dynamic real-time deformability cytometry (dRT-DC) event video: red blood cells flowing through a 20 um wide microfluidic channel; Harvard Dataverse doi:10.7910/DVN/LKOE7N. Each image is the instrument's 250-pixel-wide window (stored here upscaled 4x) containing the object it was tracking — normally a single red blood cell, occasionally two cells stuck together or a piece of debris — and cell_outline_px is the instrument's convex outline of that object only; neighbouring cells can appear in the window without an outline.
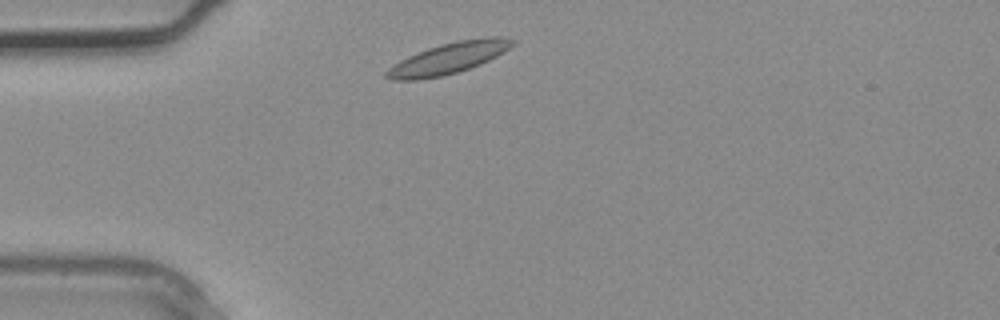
{"species": "common noctule bat (a hibernating species)", "species_latin": "Nyctalus noctula", "temperature_condition": "warm", "stored_images_in_passage": 1, "camera_frame_rate_fps": 3000, "um_per_image_px": 0.085, "animal": {"sex": "male", "body_mass_g": 20.4}, "frame": {"image": 1, "passage_image": 1, "time_ms": 0.0, "image_size_px": [1000, 320], "cell_outline_px": [[516, 44], [504, 52], [480, 64], [444, 76], [416, 80], [392, 80], [384, 76], [384, 72], [388, 68], [400, 60], [408, 56], [428, 48], [440, 44], [460, 40], [496, 36], [516, 40]], "centroid_in_image_um": [38.11, 4.96], "position_along_channel_um": 46.9, "area_um2": 22.72}}